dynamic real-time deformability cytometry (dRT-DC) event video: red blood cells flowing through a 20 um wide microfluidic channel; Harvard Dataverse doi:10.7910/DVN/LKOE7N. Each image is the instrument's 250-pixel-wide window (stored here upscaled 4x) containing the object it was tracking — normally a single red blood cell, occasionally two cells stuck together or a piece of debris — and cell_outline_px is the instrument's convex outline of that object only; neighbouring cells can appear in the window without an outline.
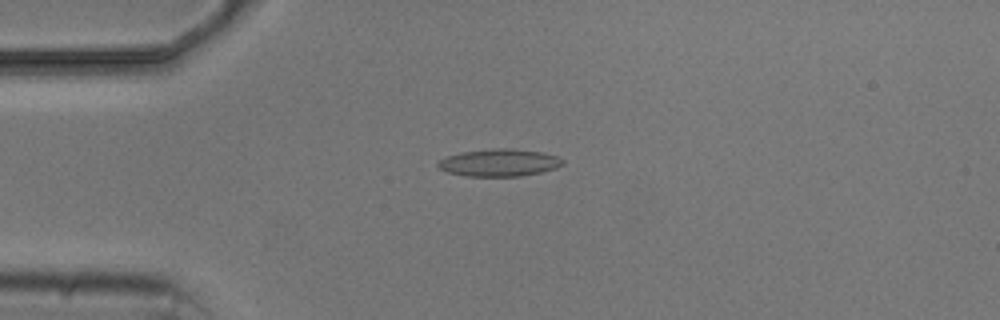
{"species": "common noctule bat (a hibernating species)", "species_latin": "Nyctalus noctula", "temperature_condition": "cold", "stored_images_in_passage": 2, "camera_frame_rate_fps": 3000, "um_per_image_px": 0.085, "animal": {"sex": "male", "body_mass_g": 20.5, "forearm_length_mm": 52.5}, "frame": {"image": 1, "passage_image": 2, "time_ms": 1.667, "image_size_px": [1000, 320], "cell_outline_px": [[564, 164], [556, 168], [540, 172], [520, 176], [464, 176], [448, 172], [440, 168], [436, 164], [440, 160], [448, 156], [460, 152], [492, 148], [512, 148], [544, 152], [556, 156], [564, 160]], "centroid_in_image_um": [42.45, 13.81], "position_along_channel_um": 42.5, "area_um2": 19.94}}